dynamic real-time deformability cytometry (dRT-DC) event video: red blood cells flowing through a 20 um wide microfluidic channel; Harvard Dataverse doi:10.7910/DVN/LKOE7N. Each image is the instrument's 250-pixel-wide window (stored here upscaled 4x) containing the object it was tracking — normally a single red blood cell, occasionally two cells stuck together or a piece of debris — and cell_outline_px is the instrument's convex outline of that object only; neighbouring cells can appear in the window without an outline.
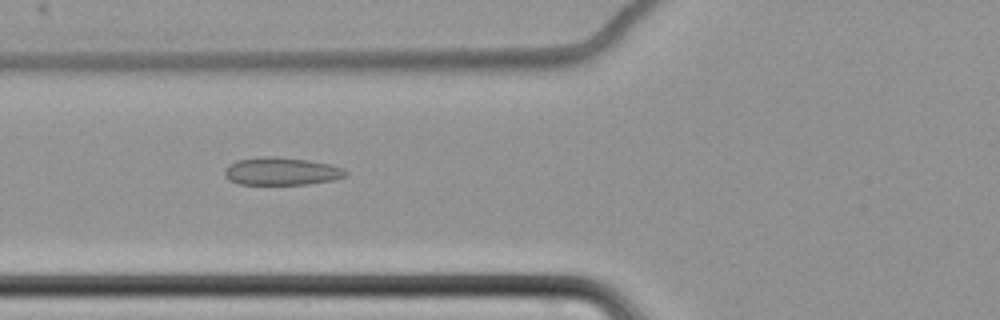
{"species": "common noctule bat (a hibernating species)", "species_latin": "Nyctalus noctula", "temperature_condition": "cold", "stored_images_in_passage": 49, "camera_frame_rate_fps": 3000, "um_per_image_px": 0.085, "animal": {"sex": "female", "body_mass_g": 22.7, "forearm_length_mm": 54.2}, "frame": {"image": 1, "passage_image": 13, "time_ms": 4.0, "image_size_px": [1000, 320], "cell_outline_px": [[348, 176], [336, 180], [308, 184], [240, 184], [228, 180], [224, 176], [224, 168], [228, 164], [236, 160], [260, 156], [276, 156], [308, 160], [328, 164], [344, 168], [348, 172]], "centroid_in_image_um": [23.92, 14.55], "position_along_channel_um": 101.9, "area_um2": 19.94}}
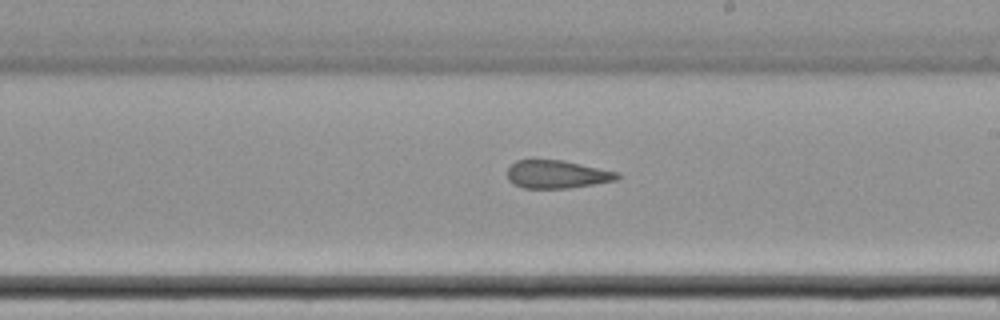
{"frame": {"image": 2, "passage_image": 25, "time_ms": 8.0, "image_size_px": [1000, 320], "cell_outline_px": [[620, 176], [616, 180], [568, 188], [524, 188], [512, 184], [508, 180], [508, 168], [516, 160], [560, 160], [620, 172]], "centroid_in_image_um": [47.32, 14.82], "position_along_channel_um": 241.7, "area_um2": 17.8}}
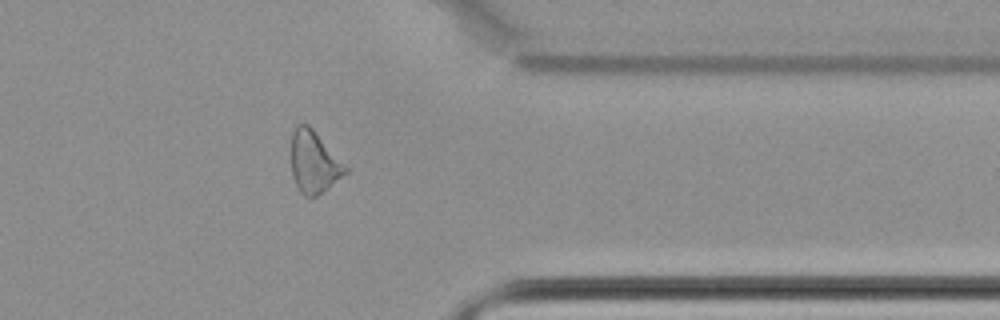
{"frame": {"image": 3, "passage_image": 38, "time_ms": 12.333, "image_size_px": [1000, 320], "cell_outline_px": [[348, 172], [316, 196], [304, 196], [300, 192], [292, 176], [292, 132], [296, 124], [308, 124], [312, 128], [348, 168]], "centroid_in_image_um": [26.67, 13.77], "position_along_channel_um": 384.7, "area_um2": 19.19}, "authors_computed_cell_mechanics": {"area_um2": 19.5364, "velocity_mm_per_s": 3.4928, "shape_relaxation_time_tau1_ms": null, "shape_relaxation_time_tau2_ms": 3.3168, "deformation_change_tau1": null, "deformation_change_tau2": 0.121}}